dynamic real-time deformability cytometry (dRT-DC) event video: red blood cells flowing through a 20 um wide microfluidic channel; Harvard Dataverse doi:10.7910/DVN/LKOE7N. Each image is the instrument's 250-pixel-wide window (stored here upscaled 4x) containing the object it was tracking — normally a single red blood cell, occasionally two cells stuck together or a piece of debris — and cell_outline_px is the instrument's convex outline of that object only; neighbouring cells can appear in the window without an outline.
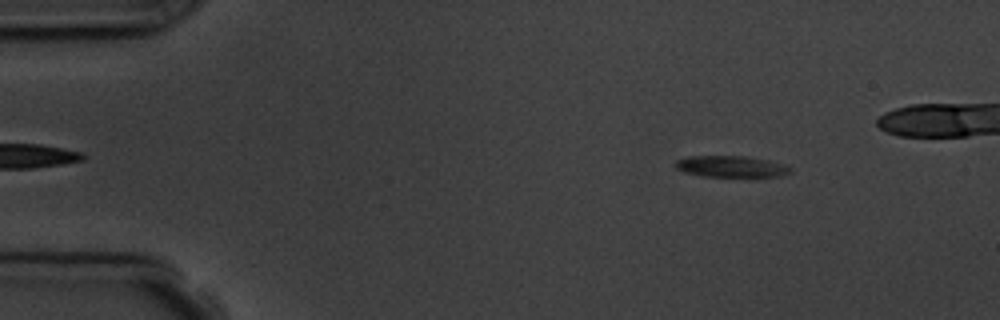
{"species": "common noctule bat (a hibernating species)", "species_latin": "Nyctalus noctula", "temperature_condition": "room temperature", "stored_images_in_passage": 10, "camera_frame_rate_fps": 3000, "um_per_image_px": 0.085, "animal": {"sex": "male", "body_mass_g": 19.5, "forearm_length_mm": 54.6}, "frame": {"image": 1, "passage_image": 1, "time_ms": 0.0, "image_size_px": [1000, 320], "cell_outline_px": [[792, 172], [780, 176], [756, 180], [752, 180], [704, 176], [684, 172], [676, 168], [672, 164], [676, 160], [688, 156], [748, 156], [768, 160], [784, 164], [792, 168]], "centroid_in_image_um": [62.22, 14.21], "position_along_channel_um": 22.8, "area_um2": 15.49}}
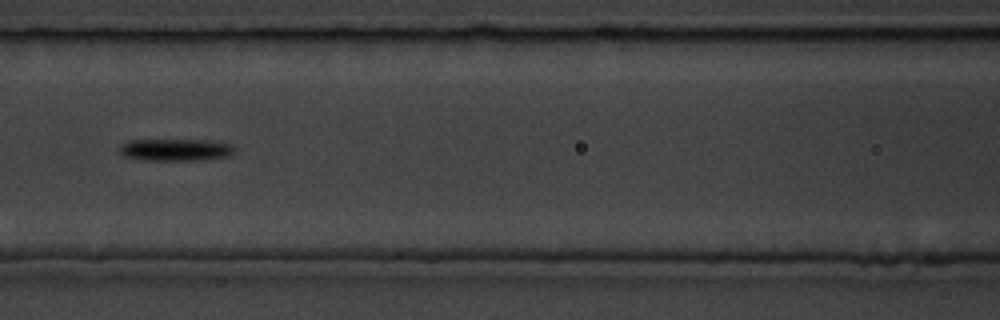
{"frame": {"image": 2, "passage_image": 6, "time_ms": 5.667, "image_size_px": [1000, 320], "cell_outline_px": [[236, 148], [228, 156], [200, 160], [144, 160], [124, 156], [120, 152], [120, 144], [128, 140], [220, 140], [232, 144]], "centroid_in_image_um": [14.96, 12.72], "position_along_channel_um": 151.6, "area_um2": 14.97}}
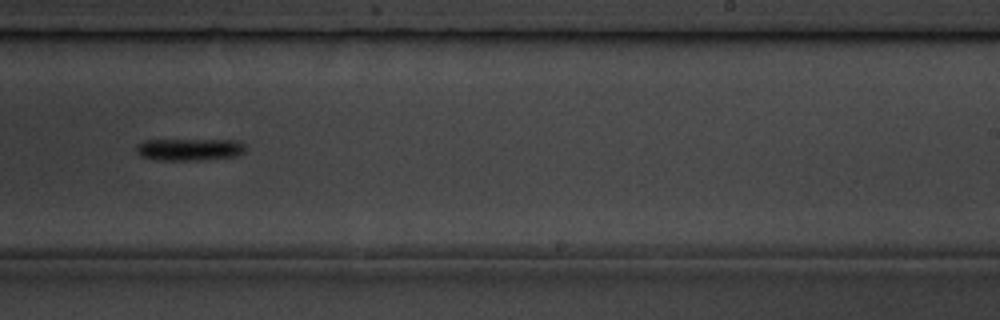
{"frame": {"image": 3, "passage_image": 9, "time_ms": 9.0, "image_size_px": [1000, 320], "cell_outline_px": [[244, 152], [236, 156], [204, 160], [160, 160], [140, 156], [136, 152], [136, 144], [144, 140], [240, 140], [244, 144]], "centroid_in_image_um": [16.09, 12.7], "position_along_channel_um": 272.9, "area_um2": 14.16}}